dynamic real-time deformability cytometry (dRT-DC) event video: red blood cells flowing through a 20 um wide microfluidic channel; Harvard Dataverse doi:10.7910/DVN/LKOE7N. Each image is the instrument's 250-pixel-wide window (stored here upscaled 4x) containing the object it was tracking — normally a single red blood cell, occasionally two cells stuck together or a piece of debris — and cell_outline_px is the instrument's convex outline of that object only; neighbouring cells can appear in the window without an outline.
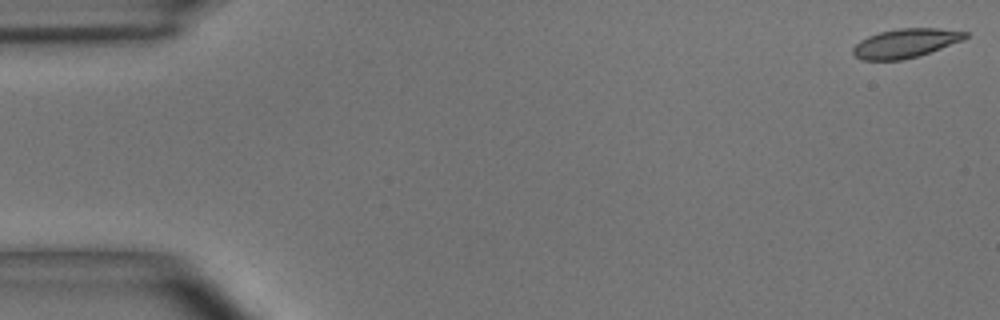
{"species": "common noctule bat (a hibernating species)", "species_latin": "Nyctalus noctula", "temperature_condition": "room temperature", "stored_images_in_passage": 13, "camera_frame_rate_fps": 3000, "um_per_image_px": 0.085, "animal": {"sex": "male", "body_mass_g": 15.6}, "frame": {"image": 1, "passage_image": 1, "time_ms": 0.0, "image_size_px": [1000, 320], "cell_outline_px": [[968, 36], [964, 40], [916, 56], [900, 60], [860, 60], [852, 52], [852, 48], [860, 40], [868, 36], [880, 32], [896, 28], [936, 28], [968, 32]], "centroid_in_image_um": [76.94, 3.66], "position_along_channel_um": 8.1, "area_um2": 18.84}}